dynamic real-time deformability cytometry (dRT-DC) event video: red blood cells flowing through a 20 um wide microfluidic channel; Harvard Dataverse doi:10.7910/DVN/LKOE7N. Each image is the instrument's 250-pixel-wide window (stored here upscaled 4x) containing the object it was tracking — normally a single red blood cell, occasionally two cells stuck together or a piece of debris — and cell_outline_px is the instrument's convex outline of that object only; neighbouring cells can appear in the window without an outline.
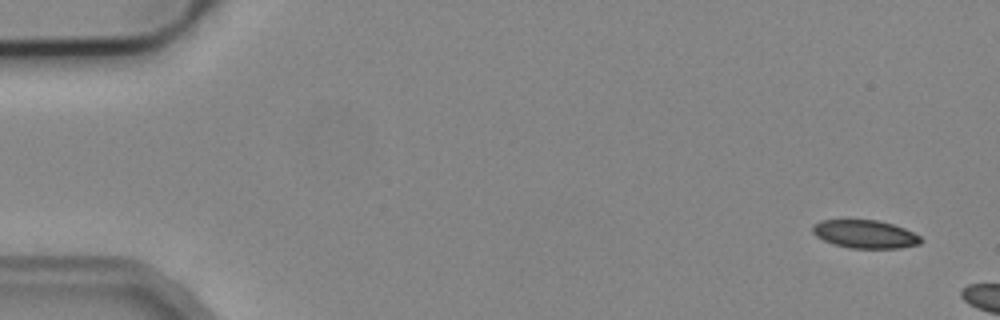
{"species": "common noctule bat (a hibernating species)", "species_latin": "Nyctalus noctula", "temperature_condition": "cold", "stored_images_in_passage": 2, "camera_frame_rate_fps": 3000, "um_per_image_px": 0.085, "animal": {"sex": "male", "body_mass_g": 19.2, "forearm_length_mm": 51.8}, "frame": {"image": 1, "passage_image": 1, "time_ms": 0.0, "image_size_px": [1000, 320], "cell_outline_px": [[920, 244], [900, 248], [848, 248], [832, 244], [816, 236], [812, 232], [812, 224], [820, 220], [880, 220], [904, 228], [920, 236]], "centroid_in_image_um": [73.49, 19.9], "position_along_channel_um": 11.5, "area_um2": 17.8}}